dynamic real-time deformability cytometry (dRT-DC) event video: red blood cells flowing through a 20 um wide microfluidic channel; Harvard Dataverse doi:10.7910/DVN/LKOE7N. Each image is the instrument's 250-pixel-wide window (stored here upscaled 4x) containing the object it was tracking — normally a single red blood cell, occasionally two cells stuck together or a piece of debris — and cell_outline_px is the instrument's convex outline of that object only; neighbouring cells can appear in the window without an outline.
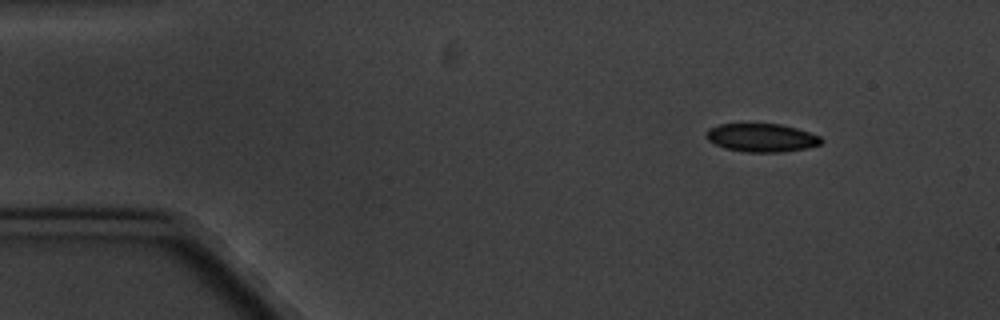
{"species": "common noctule bat (a hibernating species)", "species_latin": "Nyctalus noctula", "temperature_condition": "cold", "stored_images_in_passage": 3, "camera_frame_rate_fps": 3000, "um_per_image_px": 0.085, "animal": {"sex": "male", "body_mass_g": 20.1, "forearm_length_mm": 53.5}, "frame": {"image": 1, "passage_image": 1, "time_ms": 0.0, "image_size_px": [1000, 320], "cell_outline_px": [[824, 140], [820, 144], [808, 148], [780, 152], [748, 152], [724, 148], [708, 140], [704, 136], [708, 128], [720, 124], [780, 124], [796, 128], [820, 136]], "centroid_in_image_um": [64.73, 11.7], "position_along_channel_um": 20.3, "area_um2": 18.96}}
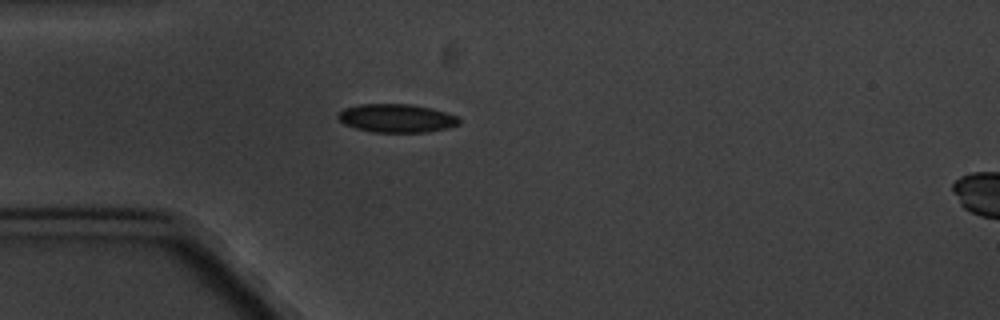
{"frame": {"image": 2, "passage_image": 3, "time_ms": 3.0, "image_size_px": [1000, 320], "cell_outline_px": [[460, 124], [448, 128], [428, 132], [372, 132], [356, 128], [344, 124], [336, 116], [344, 108], [360, 104], [412, 104], [432, 108], [456, 116], [460, 120]], "centroid_in_image_um": [33.71, 10.05], "position_along_channel_um": 51.3, "area_um2": 20.06}}